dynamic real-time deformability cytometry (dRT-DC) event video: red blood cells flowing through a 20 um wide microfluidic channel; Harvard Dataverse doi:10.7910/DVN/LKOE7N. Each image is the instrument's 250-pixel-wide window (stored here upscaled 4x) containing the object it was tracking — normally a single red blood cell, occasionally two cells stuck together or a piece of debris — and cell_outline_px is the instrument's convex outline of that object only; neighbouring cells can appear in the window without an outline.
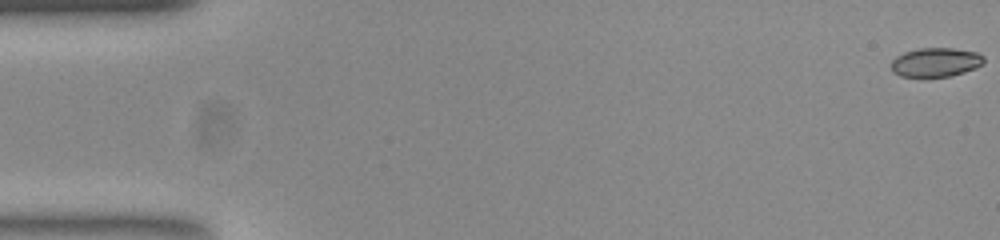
{"species": "common noctule bat (a hibernating species)", "species_latin": "Nyctalus noctula", "temperature_condition": "room temperature", "stored_images_in_passage": 54, "camera_frame_rate_fps": 3000, "um_per_image_px": 0.085, "animal": {"sex": "female", "body_mass_g": 23.0, "forearm_length_mm": 53.4}, "frame": {"image": 1, "passage_image": 1, "time_ms": 0.0, "image_size_px": [1000, 240], "cell_outline_px": [[984, 64], [976, 68], [964, 72], [948, 76], [900, 76], [892, 72], [892, 60], [896, 56], [904, 52], [920, 48], [952, 48], [976, 52], [984, 56]], "centroid_in_image_um": [79.55, 5.28], "position_along_channel_um": 5.5, "area_um2": 15.61}}
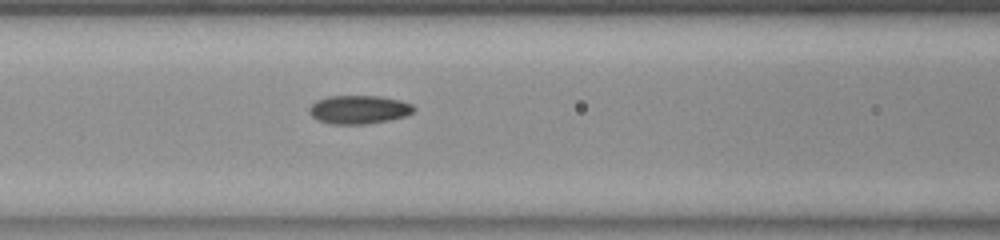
{"frame": {"image": 2, "passage_image": 23, "time_ms": 7.333, "image_size_px": [1000, 240], "cell_outline_px": [[416, 108], [412, 112], [404, 116], [388, 120], [368, 124], [332, 124], [316, 120], [308, 112], [308, 108], [316, 100], [328, 96], [380, 96], [400, 100], [412, 104]], "centroid_in_image_um": [30.47, 9.31], "position_along_channel_um": 136.1, "area_um2": 17.46}}
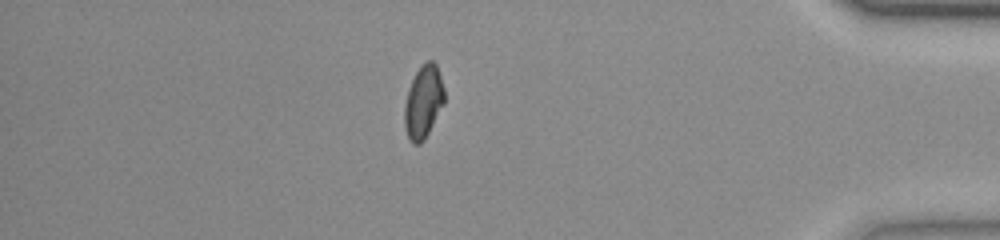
{"frame": {"image": 3, "passage_image": 47, "time_ms": 15.333, "image_size_px": [1000, 240], "cell_outline_px": [[444, 104], [424, 140], [420, 144], [412, 144], [404, 128], [404, 104], [408, 88], [420, 64], [428, 60], [432, 60], [436, 64], [444, 88]], "centroid_in_image_um": [35.97, 8.65], "position_along_channel_um": 399.2, "area_um2": 17.05}, "authors_computed_cell_mechanics": {"area_um2": 16.6753, "velocity_mm_per_s": 3.8019, "shape_relaxation_time_tau1_ms": null, "shape_relaxation_time_tau2_ms": 2.1333, "deformation_change_tau1": null, "deformation_change_tau2": 0.0536}}